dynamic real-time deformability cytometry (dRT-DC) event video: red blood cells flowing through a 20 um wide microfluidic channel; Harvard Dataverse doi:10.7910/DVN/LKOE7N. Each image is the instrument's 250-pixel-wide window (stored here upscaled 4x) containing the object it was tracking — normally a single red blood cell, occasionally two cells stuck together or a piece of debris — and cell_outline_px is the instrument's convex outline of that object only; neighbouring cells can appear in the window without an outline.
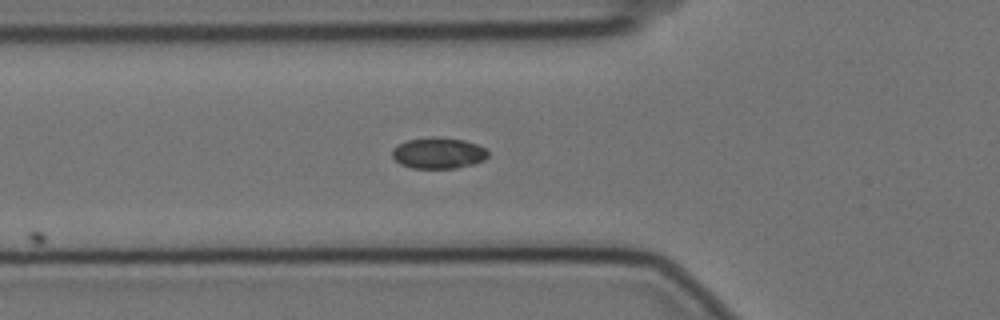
{"species": "Egyptian fruit bat (a non-hibernating species)", "species_latin": "Rousettus aegyptiacus", "temperature_condition": "cold", "stored_images_in_passage": 15, "camera_frame_rate_fps": 3000, "um_per_image_px": 0.085, "animal": {"sex": "female"}, "frame": {"image": 1, "passage_image": 2, "time_ms": 0.333, "image_size_px": [1000, 320], "cell_outline_px": [[488, 156], [484, 160], [472, 164], [456, 168], [412, 168], [400, 164], [392, 156], [392, 148], [408, 140], [436, 136], [464, 140], [476, 144], [484, 148], [488, 152]], "centroid_in_image_um": [37.26, 13.01], "position_along_channel_um": 88.5, "area_um2": 17.28}}